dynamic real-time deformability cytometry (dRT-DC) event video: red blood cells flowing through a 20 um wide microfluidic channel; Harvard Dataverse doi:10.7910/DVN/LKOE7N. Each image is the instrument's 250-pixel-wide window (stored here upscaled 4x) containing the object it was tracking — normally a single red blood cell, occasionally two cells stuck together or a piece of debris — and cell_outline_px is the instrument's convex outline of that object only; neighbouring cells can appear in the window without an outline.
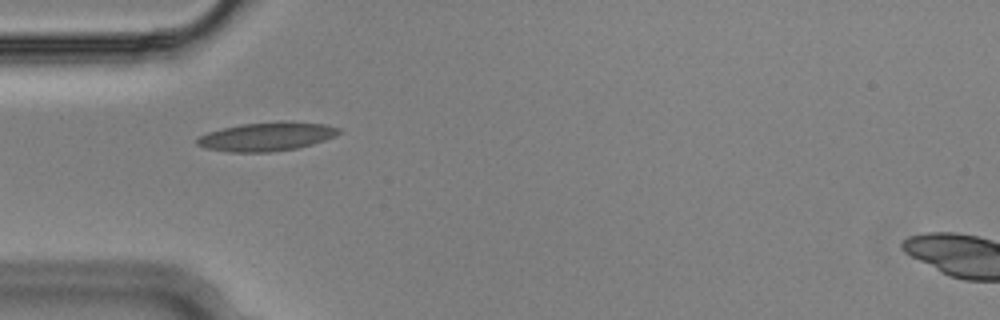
{"species": "Egyptian fruit bat (a non-hibernating species)", "species_latin": "Rousettus aegyptiacus", "temperature_condition": "cold", "stored_images_in_passage": 39, "camera_frame_rate_fps": 3000, "um_per_image_px": 0.085, "animal": {"sex": "male"}, "frame": {"image": 1, "passage_image": 1, "time_ms": 0.0, "image_size_px": [1000, 320], "cell_outline_px": [[340, 132], [336, 136], [312, 144], [296, 148], [268, 152], [228, 152], [204, 148], [196, 144], [196, 140], [200, 136], [208, 132], [240, 124], [328, 124], [340, 128]], "centroid_in_image_um": [22.61, 11.66], "position_along_channel_um": 62.4, "area_um2": 22.66}}
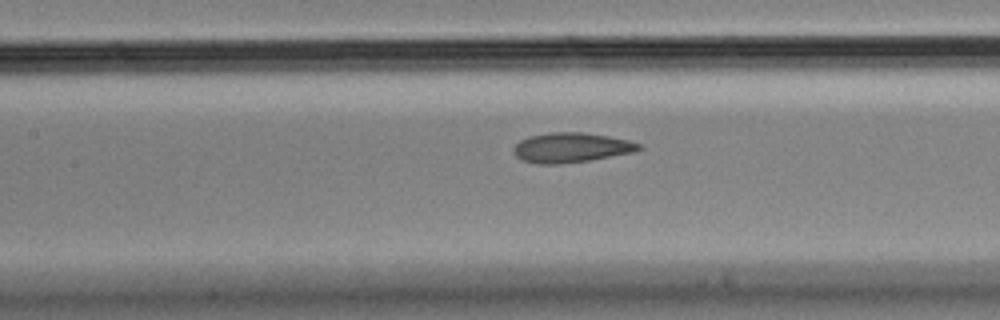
{"frame": {"image": 2, "passage_image": 9, "time_ms": 2.667, "image_size_px": [1000, 320], "cell_outline_px": [[644, 148], [632, 152], [592, 160], [560, 164], [536, 164], [520, 160], [512, 152], [512, 148], [520, 140], [528, 136], [548, 132], [584, 132], [608, 136], [628, 140], [640, 144]], "centroid_in_image_um": [48.5, 12.55], "position_along_channel_um": 158.9, "area_um2": 22.02}}
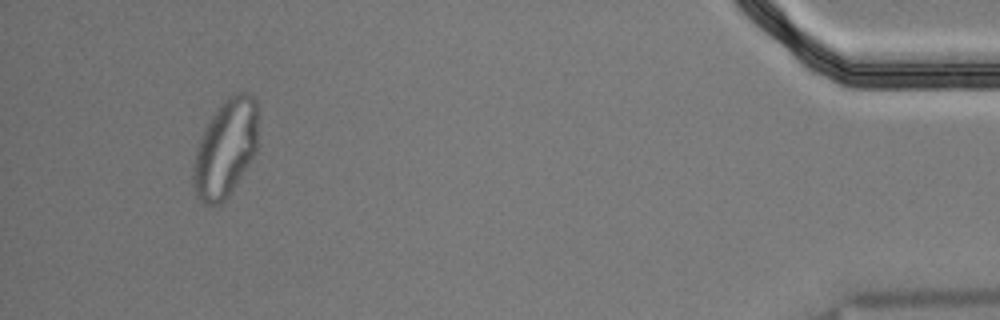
{"frame": {"image": 3, "passage_image": 36, "time_ms": 11.667, "image_size_px": [1000, 320], "cell_outline_px": [[256, 152], [236, 184], [228, 196], [220, 204], [212, 208], [204, 204], [196, 196], [192, 184], [192, 164], [196, 148], [200, 136], [212, 116], [220, 104], [232, 92], [248, 92], [256, 100]], "centroid_in_image_um": [19.12, 12.64], "position_along_channel_um": 416.1, "area_um2": 37.11}, "authors_computed_cell_mechanics": {"area_um2": 22.0218, "velocity_mm_per_s": 3.6231, "shape_relaxation_time_tau1_ms": null, "shape_relaxation_time_tau2_ms": 1.5297, "deformation_change_tau1": null, "deformation_change_tau2": 0.0832}}